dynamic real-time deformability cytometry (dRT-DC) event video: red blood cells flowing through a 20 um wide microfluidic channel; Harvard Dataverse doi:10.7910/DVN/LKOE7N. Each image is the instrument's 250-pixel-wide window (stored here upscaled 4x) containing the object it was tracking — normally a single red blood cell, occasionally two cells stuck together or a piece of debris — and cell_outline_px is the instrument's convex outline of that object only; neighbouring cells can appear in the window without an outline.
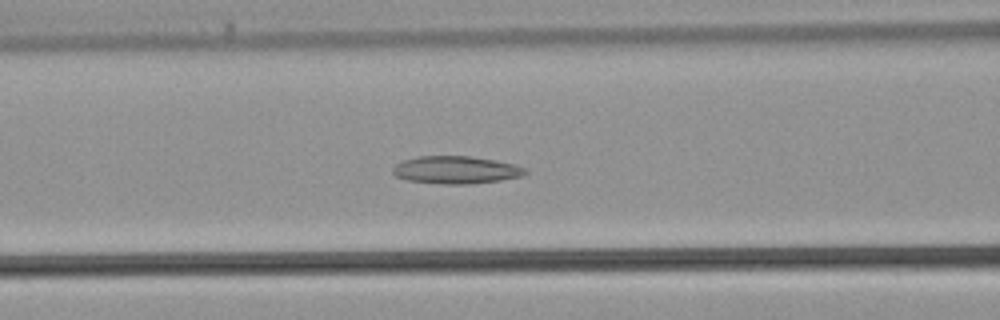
{"species": "common noctule bat (a hibernating species)", "species_latin": "Nyctalus noctula", "temperature_condition": "warm", "stored_images_in_passage": 39, "camera_frame_rate_fps": 3000, "um_per_image_px": 0.085, "animal": {"sex": "male", "body_mass_g": 21.5, "forearm_length_mm": 52.0}, "frame": {"image": 1, "passage_image": 17, "time_ms": 5.333, "image_size_px": [1000, 320], "cell_outline_px": [[528, 172], [520, 176], [500, 180], [472, 184], [440, 184], [408, 180], [396, 176], [392, 172], [392, 168], [396, 164], [404, 160], [420, 156], [468, 156], [516, 164], [524, 168]], "centroid_in_image_um": [38.74, 14.45], "position_along_channel_um": 127.9, "area_um2": 21.15}}
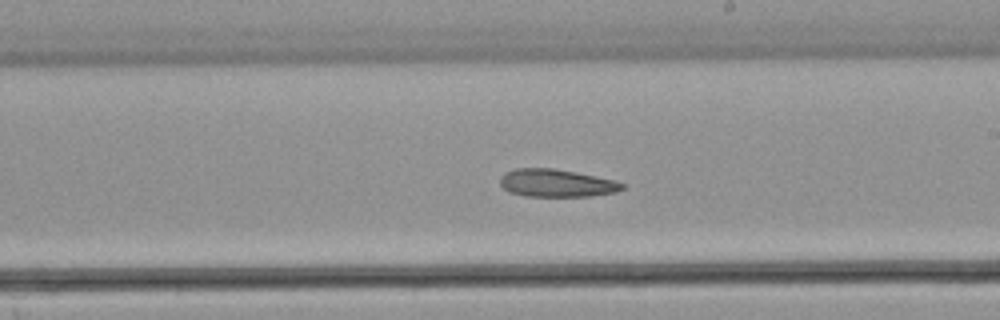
{"frame": {"image": 2, "passage_image": 24, "time_ms": 7.667, "image_size_px": [1000, 320], "cell_outline_px": [[624, 188], [616, 192], [592, 196], [524, 196], [508, 192], [500, 184], [500, 176], [504, 172], [516, 168], [552, 168], [576, 172], [616, 180], [624, 184]], "centroid_in_image_um": [47.28, 15.56], "position_along_channel_um": 241.7, "area_um2": 19.88}}
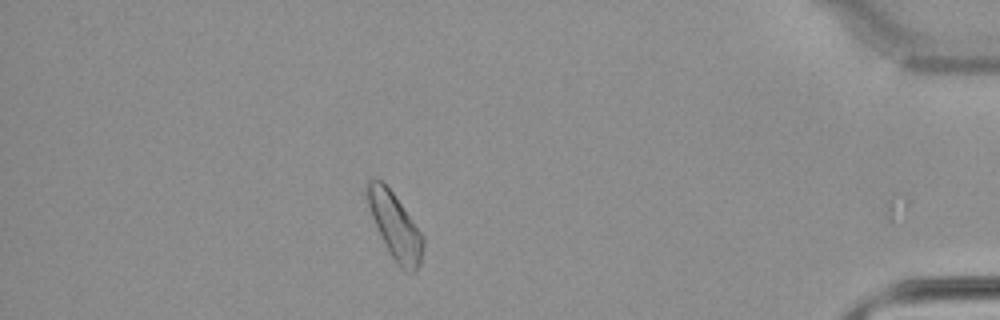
{"frame": {"image": 3, "passage_image": 37, "time_ms": 12.0, "image_size_px": [1000, 320], "cell_outline_px": [[424, 248], [420, 264], [416, 272], [404, 272], [396, 264], [372, 216], [368, 204], [368, 180], [380, 180], [392, 192], [424, 236]], "centroid_in_image_um": [33.65, 19.3], "position_along_channel_um": 401.6, "area_um2": 20.69}}